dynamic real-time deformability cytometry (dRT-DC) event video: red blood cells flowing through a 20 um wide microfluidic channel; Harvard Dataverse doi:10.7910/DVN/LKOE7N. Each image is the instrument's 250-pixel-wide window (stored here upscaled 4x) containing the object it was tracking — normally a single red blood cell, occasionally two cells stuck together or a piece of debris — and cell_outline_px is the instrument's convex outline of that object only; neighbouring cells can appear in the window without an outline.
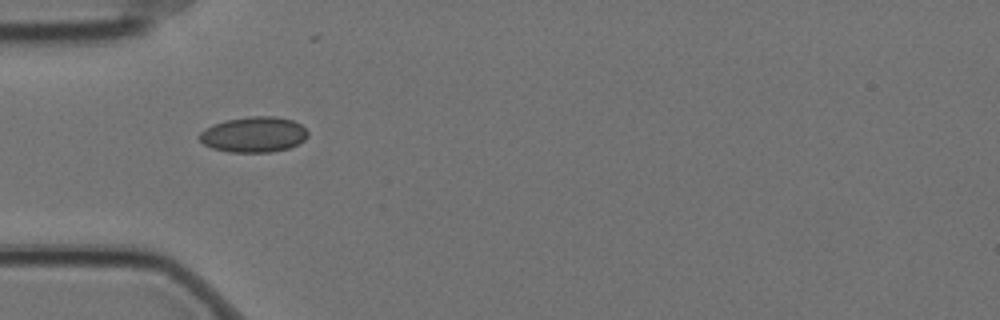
{"species": "Egyptian fruit bat (a non-hibernating species)", "species_latin": "Rousettus aegyptiacus", "temperature_condition": "cold", "stored_images_in_passage": 1, "camera_frame_rate_fps": 3000, "um_per_image_px": 0.085, "animal": {"sex": "female"}, "frame": {"image": 1, "passage_image": 1, "time_ms": 0.0, "image_size_px": [1000, 320], "cell_outline_px": [[308, 136], [304, 140], [288, 148], [272, 152], [228, 152], [212, 148], [204, 144], [200, 140], [200, 132], [212, 124], [224, 120], [248, 116], [276, 116], [292, 120], [300, 124], [308, 132]], "centroid_in_image_um": [21.56, 11.43], "position_along_channel_um": 63.4, "area_um2": 22.48}}